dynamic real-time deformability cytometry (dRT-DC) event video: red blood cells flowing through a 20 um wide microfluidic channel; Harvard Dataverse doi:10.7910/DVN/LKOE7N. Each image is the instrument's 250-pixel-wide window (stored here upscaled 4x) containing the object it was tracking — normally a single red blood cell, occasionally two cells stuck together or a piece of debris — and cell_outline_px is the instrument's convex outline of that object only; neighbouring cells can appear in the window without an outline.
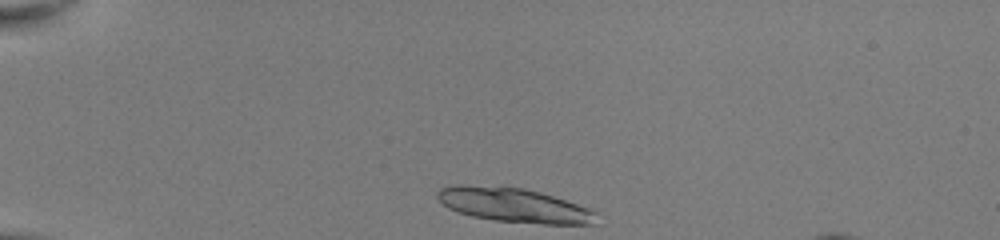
{"species": "common noctule bat (a hibernating species)", "species_latin": "Nyctalus noctula", "temperature_condition": "room temperature", "stored_images_in_passage": 12, "camera_frame_rate_fps": 3000, "um_per_image_px": 0.085, "animal": {"sex": "female", "body_mass_g": 22.0, "forearm_length_mm": 56.7}, "frame": {"image": 1, "passage_image": 1, "time_ms": 0.0, "image_size_px": [1000, 240], "cell_outline_px": [[600, 212], [592, 224], [544, 224], [492, 220], [472, 216], [456, 212], [448, 208], [436, 196], [436, 192], [440, 188], [452, 184], [464, 184], [524, 188], [540, 192]], "centroid_in_image_um": [43.64, 17.43], "position_along_channel_um": 41.4, "area_um2": 31.85}}